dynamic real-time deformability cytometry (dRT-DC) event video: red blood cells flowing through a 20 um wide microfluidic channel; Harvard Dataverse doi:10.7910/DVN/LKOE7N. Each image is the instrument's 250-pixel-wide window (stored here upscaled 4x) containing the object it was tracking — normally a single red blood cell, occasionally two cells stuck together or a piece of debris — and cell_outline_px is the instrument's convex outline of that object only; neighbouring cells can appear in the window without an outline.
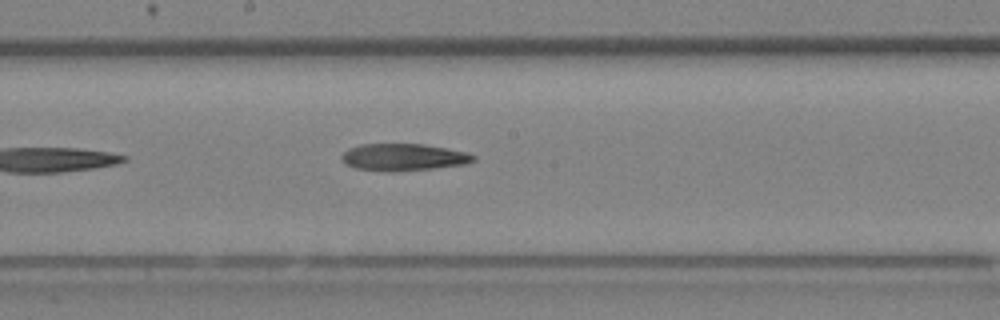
{"species": "Egyptian fruit bat (a non-hibernating species)", "species_latin": "Rousettus aegyptiacus", "temperature_condition": "room temperature", "stored_images_in_passage": 11, "camera_frame_rate_fps": 3000, "um_per_image_px": 0.085, "animal": {"sex": "female"}, "frame": {"image": 1, "passage_image": 11, "time_ms": 3.333, "image_size_px": [1000, 320], "cell_outline_px": [[476, 160], [468, 164], [436, 168], [388, 172], [356, 168], [344, 164], [340, 160], [340, 156], [348, 148], [360, 144], [424, 144], [448, 148], [468, 152], [476, 156]], "centroid_in_image_um": [34.31, 13.36], "position_along_channel_um": 213.9, "area_um2": 21.15}}